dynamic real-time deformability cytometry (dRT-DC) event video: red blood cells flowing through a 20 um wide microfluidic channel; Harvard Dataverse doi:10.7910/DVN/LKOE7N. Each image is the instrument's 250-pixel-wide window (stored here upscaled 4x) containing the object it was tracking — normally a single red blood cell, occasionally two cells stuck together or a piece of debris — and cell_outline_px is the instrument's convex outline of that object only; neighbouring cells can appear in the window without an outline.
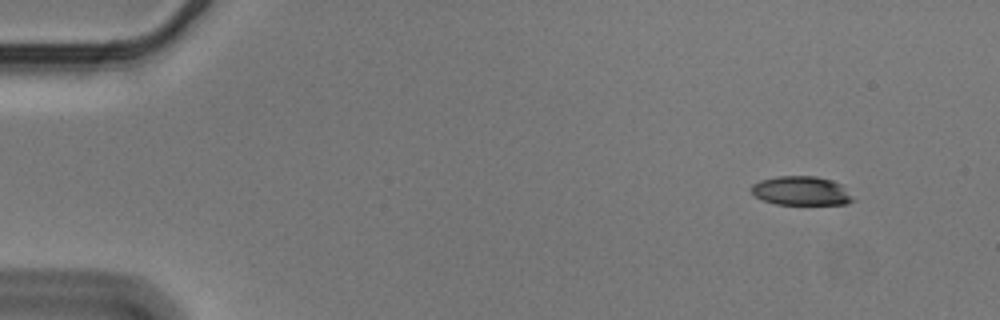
{"species": "Egyptian fruit bat (a non-hibernating species)", "species_latin": "Rousettus aegyptiacus", "temperature_condition": "cold", "stored_images_in_passage": 52, "camera_frame_rate_fps": 3000, "um_per_image_px": 0.085, "animal": {"sex": "male"}, "frame": {"image": 1, "passage_image": 1, "time_ms": 0.0, "image_size_px": [1000, 320], "cell_outline_px": [[856, 200], [848, 204], [776, 204], [764, 200], [756, 196], [752, 192], [752, 184], [760, 180], [776, 176], [816, 176], [832, 180], [840, 184]], "centroid_in_image_um": [68.12, 16.22], "position_along_channel_um": 16.9, "area_um2": 17.11}}
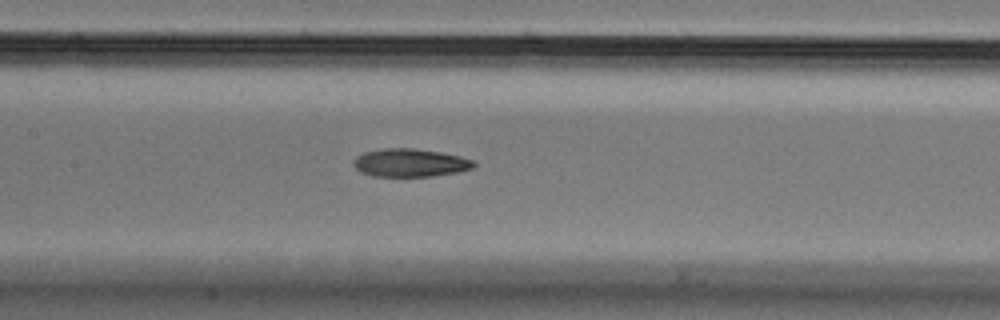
{"frame": {"image": 2, "passage_image": 23, "time_ms": 7.333, "image_size_px": [1000, 320], "cell_outline_px": [[476, 164], [472, 168], [460, 172], [432, 176], [372, 176], [360, 172], [352, 164], [352, 160], [356, 156], [364, 152], [384, 148], [412, 148], [440, 152], [460, 156], [472, 160]], "centroid_in_image_um": [34.83, 13.83], "position_along_channel_um": 172.6, "area_um2": 19.77}}
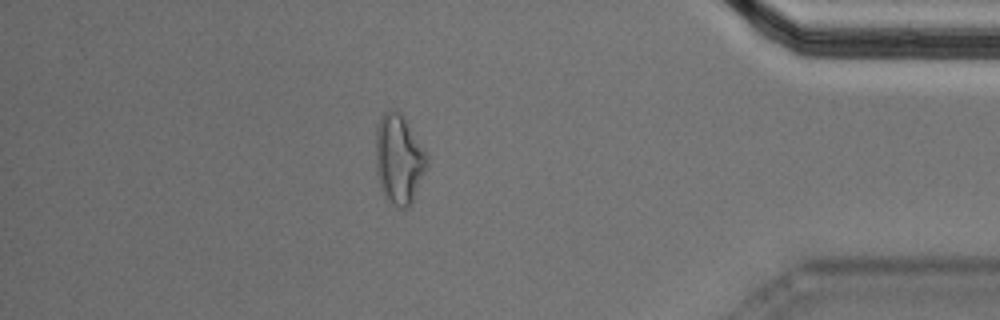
{"frame": {"image": 3, "passage_image": 45, "time_ms": 14.667, "image_size_px": [1000, 320], "cell_outline_px": [[428, 164], [412, 200], [408, 208], [400, 208], [392, 204], [384, 196], [380, 188], [376, 172], [376, 128], [384, 112], [388, 108], [392, 108], [400, 112], [428, 156]], "centroid_in_image_um": [33.88, 13.53], "position_along_channel_um": 401.3, "area_um2": 26.47}, "authors_computed_cell_mechanics": {"area_um2": 19.9988, "velocity_mm_per_s": 3.5825, "shape_relaxation_time_tau1_ms": 6.8732, "shape_relaxation_time_tau2_ms": 6.8782, "deformation_change_tau1": 0.1886, "deformation_change_tau2": 0.1753}}